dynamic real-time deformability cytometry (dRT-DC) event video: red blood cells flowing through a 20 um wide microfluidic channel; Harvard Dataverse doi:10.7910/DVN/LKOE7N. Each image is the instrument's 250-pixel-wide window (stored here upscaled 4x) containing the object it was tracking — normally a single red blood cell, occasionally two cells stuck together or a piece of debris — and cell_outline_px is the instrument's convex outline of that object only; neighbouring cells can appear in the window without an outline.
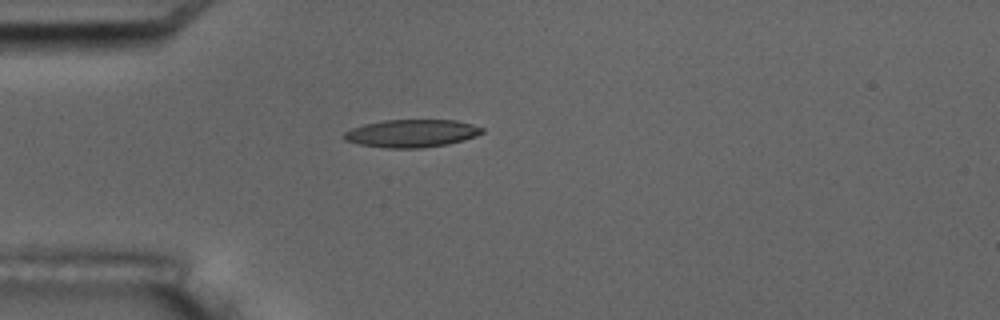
{"species": "common noctule bat (a hibernating species)", "species_latin": "Nyctalus noctula", "temperature_condition": "room temperature", "stored_images_in_passage": 16, "camera_frame_rate_fps": 3000, "um_per_image_px": 0.085, "animal": {"sex": "male", "body_mass_g": 17.5, "forearm_length_mm": 52.3}, "frame": {"image": 1, "passage_image": 5, "time_ms": 4.667, "image_size_px": [1000, 320], "cell_outline_px": [[484, 132], [476, 136], [464, 140], [448, 144], [424, 148], [388, 148], [360, 144], [344, 140], [340, 136], [344, 132], [352, 128], [364, 124], [384, 120], [456, 120], [472, 124], [484, 128]], "centroid_in_image_um": [34.99, 11.33], "position_along_channel_um": 50.0, "area_um2": 22.48}, "authors_computed_cell_mechanics": {"area_um2": 22.0507, "velocity_mm_per_s": 3.4565, "shape_relaxation_time_tau1_ms": null, "shape_relaxation_time_tau2_ms": 4.3755, "deformation_change_tau1": null, "deformation_change_tau2": 0.1356}}